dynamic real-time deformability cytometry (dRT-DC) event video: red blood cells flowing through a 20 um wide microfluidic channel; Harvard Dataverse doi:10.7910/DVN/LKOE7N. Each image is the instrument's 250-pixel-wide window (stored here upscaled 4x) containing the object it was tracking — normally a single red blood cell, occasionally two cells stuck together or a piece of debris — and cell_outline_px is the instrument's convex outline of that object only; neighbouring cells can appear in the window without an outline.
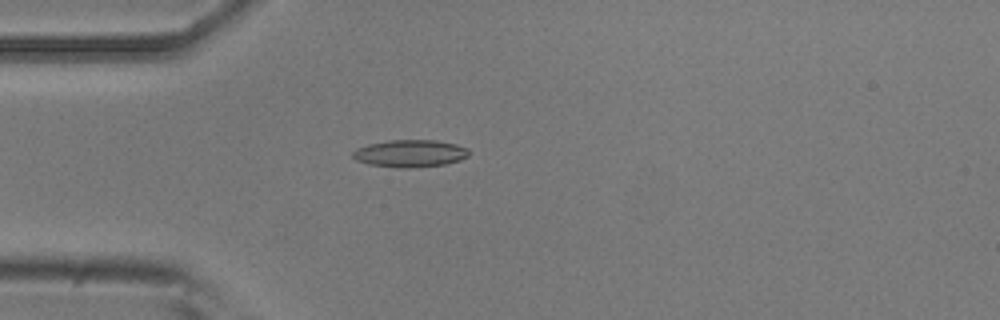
{"species": "common noctule bat (a hibernating species)", "species_latin": "Nyctalus noctula", "temperature_condition": "room temperature", "stored_images_in_passage": 3, "camera_frame_rate_fps": 3000, "um_per_image_px": 0.085, "animal": {"sex": "male", "body_mass_g": 20.5, "forearm_length_mm": 52.5}, "frame": {"image": 1, "passage_image": 3, "time_ms": 0.667, "image_size_px": [1000, 320], "cell_outline_px": [[468, 156], [460, 160], [444, 164], [412, 168], [396, 168], [368, 164], [356, 160], [352, 156], [352, 152], [356, 148], [368, 144], [388, 140], [436, 140], [456, 144], [468, 148]], "centroid_in_image_um": [34.83, 13.04], "position_along_channel_um": 50.2, "area_um2": 18.61}}